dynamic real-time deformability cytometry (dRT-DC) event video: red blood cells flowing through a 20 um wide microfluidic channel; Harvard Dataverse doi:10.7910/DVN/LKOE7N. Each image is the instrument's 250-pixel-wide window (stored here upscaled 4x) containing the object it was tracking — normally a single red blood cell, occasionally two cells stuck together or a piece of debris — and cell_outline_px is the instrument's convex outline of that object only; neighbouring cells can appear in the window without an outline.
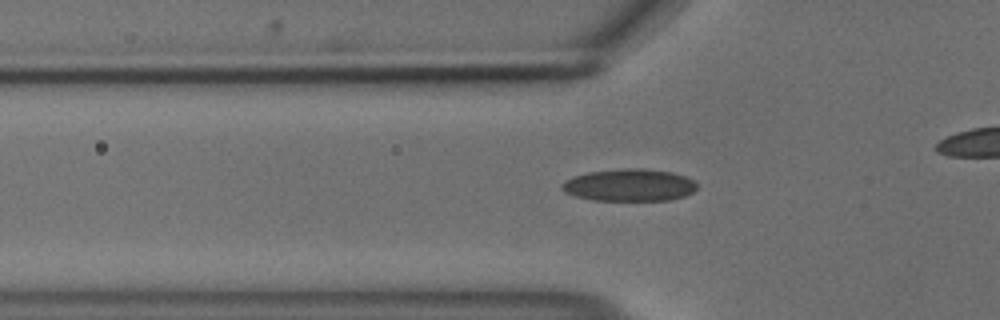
{"species": "common noctule bat (a hibernating species)", "species_latin": "Nyctalus noctula", "temperature_condition": "cold", "stored_images_in_passage": 46, "camera_frame_rate_fps": 3000, "um_per_image_px": 0.085, "animal": {"sex": "male", "body_mass_g": 18.8}, "frame": {"image": 1, "passage_image": 19, "time_ms": 6.0, "image_size_px": [1000, 320], "cell_outline_px": [[696, 188], [692, 192], [684, 196], [668, 200], [592, 200], [576, 196], [564, 192], [560, 188], [560, 184], [564, 180], [572, 176], [588, 172], [624, 168], [644, 168], [672, 172], [684, 176], [692, 180], [696, 184]], "centroid_in_image_um": [53.44, 15.72], "position_along_channel_um": 72.4, "area_um2": 25.43}}
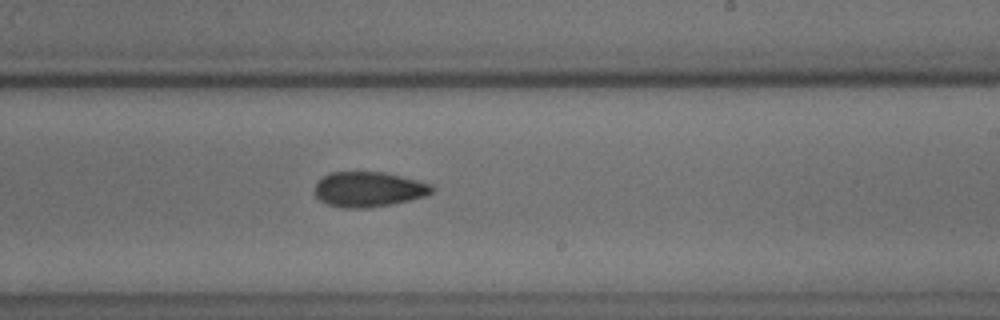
{"frame": {"image": 2, "passage_image": 34, "time_ms": 11.0, "image_size_px": [1000, 320], "cell_outline_px": [[432, 192], [424, 196], [392, 204], [364, 208], [344, 208], [328, 204], [320, 200], [316, 196], [316, 184], [324, 176], [332, 172], [384, 172], [432, 184]], "centroid_in_image_um": [31.33, 16.09], "position_along_channel_um": 257.7, "area_um2": 23.58}}
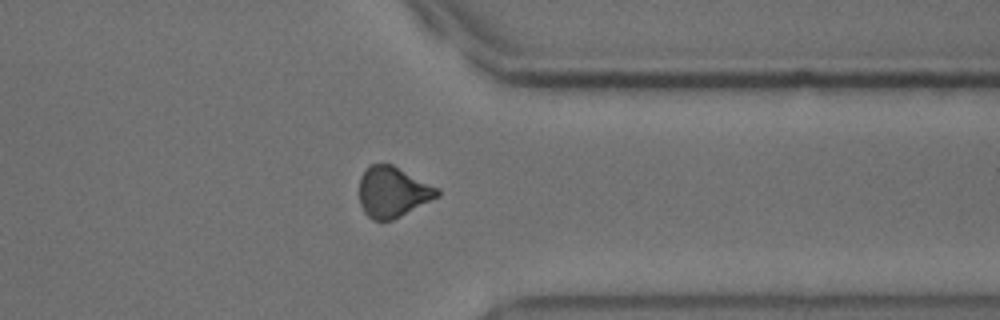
{"frame": {"image": 3, "passage_image": 44, "time_ms": 14.333, "image_size_px": [1000, 320], "cell_outline_px": [[440, 196], [392, 220], [372, 220], [364, 212], [360, 204], [360, 176], [372, 164], [392, 164], [440, 188]], "centroid_in_image_um": [33.41, 16.32], "position_along_channel_um": 378.0, "area_um2": 22.95}}